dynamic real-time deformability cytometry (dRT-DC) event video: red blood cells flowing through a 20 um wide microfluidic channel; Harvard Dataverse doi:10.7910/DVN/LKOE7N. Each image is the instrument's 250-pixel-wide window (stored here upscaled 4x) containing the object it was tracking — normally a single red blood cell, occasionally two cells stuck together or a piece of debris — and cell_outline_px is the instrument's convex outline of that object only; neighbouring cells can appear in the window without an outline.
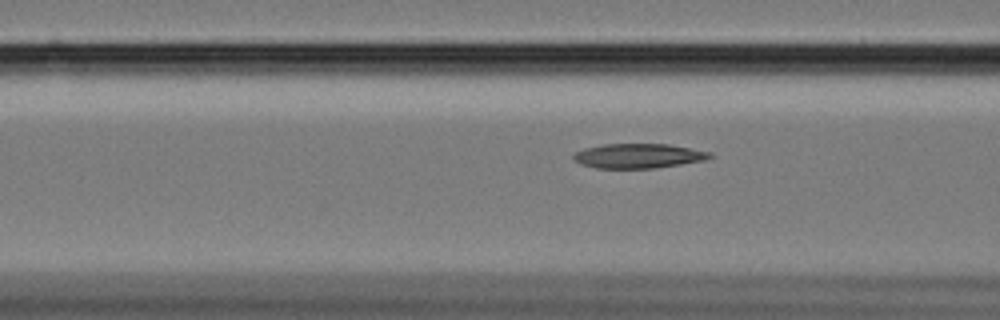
{"species": "Egyptian fruit bat (a non-hibernating species)", "species_latin": "Rousettus aegyptiacus", "temperature_condition": "cold", "stored_images_in_passage": 33, "camera_frame_rate_fps": 3000, "um_per_image_px": 0.085, "animal": {"sex": "female"}, "frame": {"image": 1, "passage_image": 7, "time_ms": 2.0, "image_size_px": [1000, 320], "cell_outline_px": [[716, 156], [704, 160], [656, 168], [596, 168], [580, 164], [572, 160], [572, 156], [576, 152], [584, 148], [604, 144], [668, 144], [712, 152]], "centroid_in_image_um": [54.26, 13.25], "position_along_channel_um": 112.3, "area_um2": 19.65}}
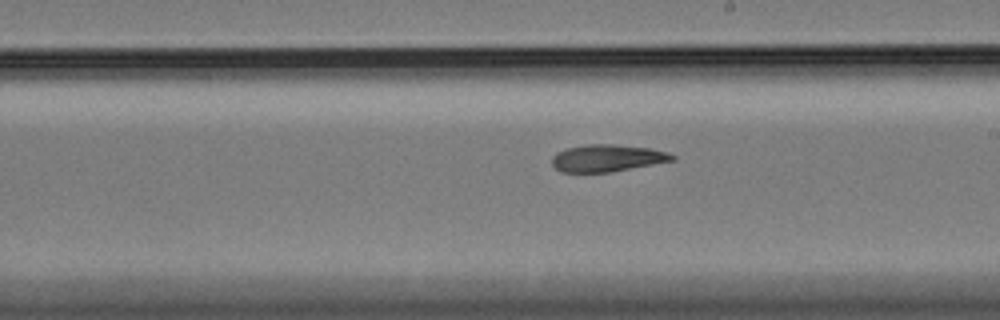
{"frame": {"image": 2, "passage_image": 18, "time_ms": 5.667, "image_size_px": [1000, 320], "cell_outline_px": [[676, 160], [608, 172], [560, 172], [552, 164], [552, 156], [556, 152], [568, 148], [588, 144], [616, 144], [648, 148], [668, 152], [676, 156]], "centroid_in_image_um": [51.61, 13.43], "position_along_channel_um": 237.4, "area_um2": 18.9}}
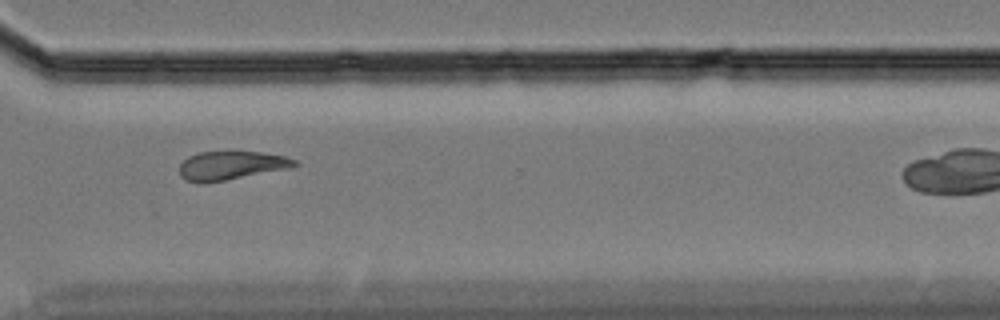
{"frame": {"image": 3, "passage_image": 28, "time_ms": 9.0, "image_size_px": [1000, 320], "cell_outline_px": [[296, 164], [288, 168], [224, 180], [184, 180], [180, 176], [180, 164], [188, 156], [200, 152], [260, 152], [284, 156], [296, 160]], "centroid_in_image_um": [19.64, 14.03], "position_along_channel_um": 351.0, "area_um2": 18.32}}